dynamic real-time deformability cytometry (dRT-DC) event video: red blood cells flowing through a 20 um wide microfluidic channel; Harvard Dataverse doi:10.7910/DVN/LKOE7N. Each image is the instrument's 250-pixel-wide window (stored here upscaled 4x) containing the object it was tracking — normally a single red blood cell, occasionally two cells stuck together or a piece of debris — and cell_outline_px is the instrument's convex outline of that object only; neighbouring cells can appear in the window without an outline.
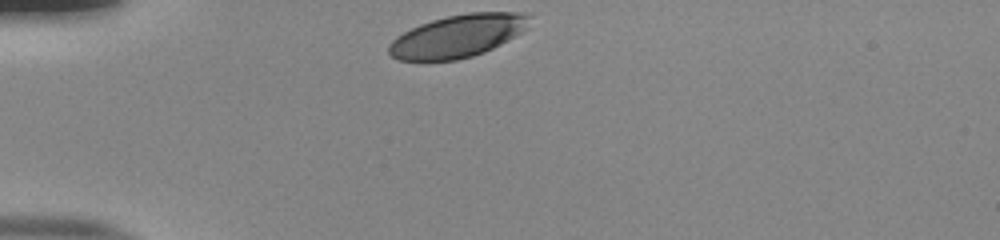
{"species": "human", "species_latin": "Homo sapiens", "temperature_condition": "room temperature", "stored_images_in_passage": 31, "camera_frame_rate_fps": 3000, "um_per_image_px": 0.085, "donor": {"sex": "male"}, "frame": {"image": 1, "passage_image": 1, "time_ms": 0.0, "image_size_px": [1000, 240], "cell_outline_px": [[532, 16], [528, 28], [500, 44], [484, 52], [472, 56], [456, 60], [400, 60], [392, 56], [388, 52], [388, 44], [396, 36], [420, 24], [432, 20], [448, 16], [468, 12], [528, 12]], "centroid_in_image_um": [38.94, 3.04], "position_along_channel_um": 46.1, "area_um2": 34.91}}
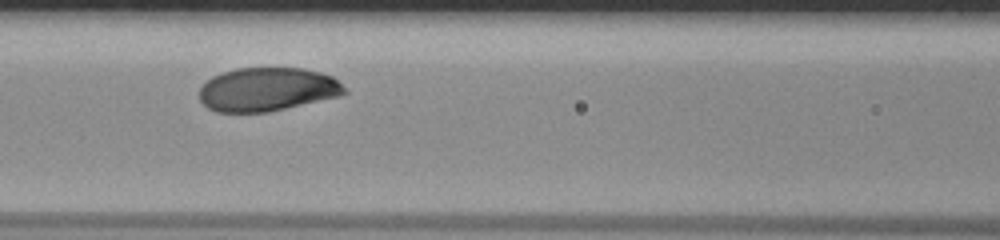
{"frame": {"image": 2, "passage_image": 11, "time_ms": 3.333, "image_size_px": [1000, 240], "cell_outline_px": [[348, 92], [340, 96], [268, 112], [216, 112], [208, 108], [200, 100], [200, 88], [212, 76], [236, 68], [304, 68], [320, 72], [332, 76]], "centroid_in_image_um": [22.72, 7.6], "position_along_channel_um": 143.9, "area_um2": 36.76}}
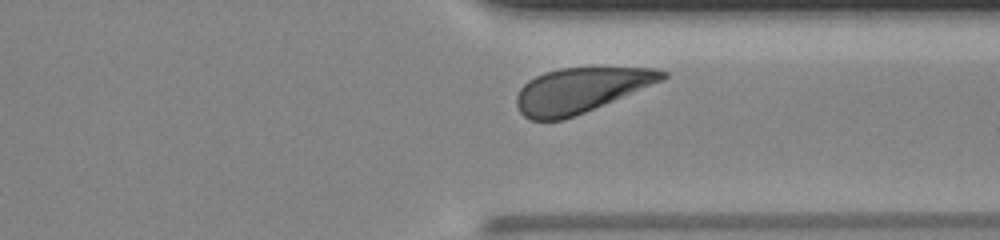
{"frame": {"image": 3, "passage_image": 28, "time_ms": 9.0, "image_size_px": [1000, 240], "cell_outline_px": [[668, 76], [664, 80], [564, 120], [532, 120], [524, 116], [520, 112], [516, 104], [516, 96], [520, 88], [528, 80], [544, 72], [560, 68], [656, 68], [668, 72]], "centroid_in_image_um": [49.34, 7.66], "position_along_channel_um": 362.1, "area_um2": 37.86}, "authors_computed_cell_mechanics": {"area_um2": 38.148, "velocity_mm_per_s": 3.8469, "shape_relaxation_time_tau1_ms": 2.3921, "shape_relaxation_time_tau2_ms": null, "deformation_change_tau1": 0.1252, "deformation_change_tau2": null}}